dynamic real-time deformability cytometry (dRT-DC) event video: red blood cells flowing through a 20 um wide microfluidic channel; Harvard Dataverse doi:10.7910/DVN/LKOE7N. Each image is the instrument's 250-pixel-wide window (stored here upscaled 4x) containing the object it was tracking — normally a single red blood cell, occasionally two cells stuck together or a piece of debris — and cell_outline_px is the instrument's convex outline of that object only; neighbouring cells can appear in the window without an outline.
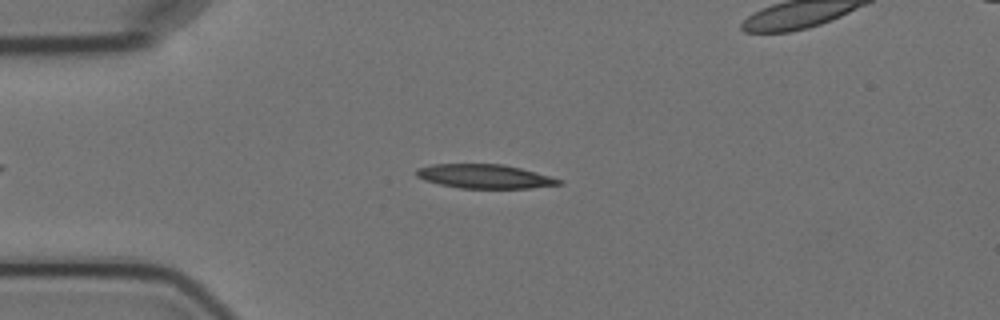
{"species": "Egyptian fruit bat (a non-hibernating species)", "species_latin": "Rousettus aegyptiacus", "temperature_condition": "cold", "stored_images_in_passage": 8, "camera_frame_rate_fps": 3000, "um_per_image_px": 0.085, "animal": {"sex": "female"}, "frame": {"image": 1, "passage_image": 4, "time_ms": 4.333, "image_size_px": [1000, 320], "cell_outline_px": [[564, 184], [532, 188], [460, 188], [440, 184], [424, 180], [416, 176], [416, 168], [432, 164], [500, 164], [520, 168], [536, 172], [564, 180]], "centroid_in_image_um": [41.21, 14.99], "position_along_channel_um": 43.8, "area_um2": 20.0}}
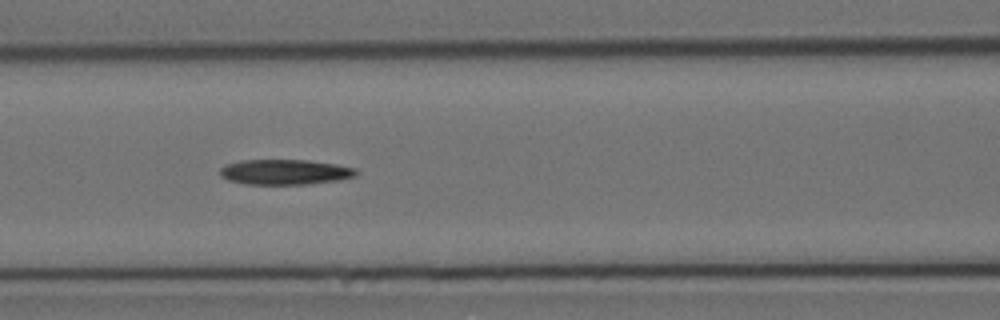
{"frame": {"image": 2, "passage_image": 7, "time_ms": 7.667, "image_size_px": [1000, 320], "cell_outline_px": [[360, 172], [356, 176], [340, 180], [308, 184], [244, 184], [228, 180], [220, 176], [220, 168], [224, 164], [240, 160], [308, 160], [336, 164], [356, 168]], "centroid_in_image_um": [24.23, 14.62], "position_along_channel_um": 142.4, "area_um2": 20.29}}
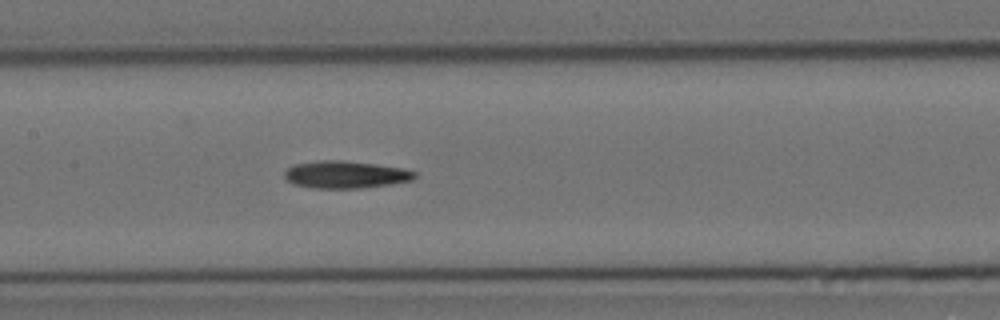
{"frame": {"image": 3, "passage_image": 8, "time_ms": 8.667, "image_size_px": [1000, 320], "cell_outline_px": [[416, 176], [412, 180], [392, 184], [356, 188], [312, 188], [296, 184], [288, 180], [284, 176], [284, 172], [292, 164], [320, 160], [340, 160], [376, 164], [404, 168], [416, 172]], "centroid_in_image_um": [29.37, 14.83], "position_along_channel_um": 178.0, "area_um2": 20.69}}